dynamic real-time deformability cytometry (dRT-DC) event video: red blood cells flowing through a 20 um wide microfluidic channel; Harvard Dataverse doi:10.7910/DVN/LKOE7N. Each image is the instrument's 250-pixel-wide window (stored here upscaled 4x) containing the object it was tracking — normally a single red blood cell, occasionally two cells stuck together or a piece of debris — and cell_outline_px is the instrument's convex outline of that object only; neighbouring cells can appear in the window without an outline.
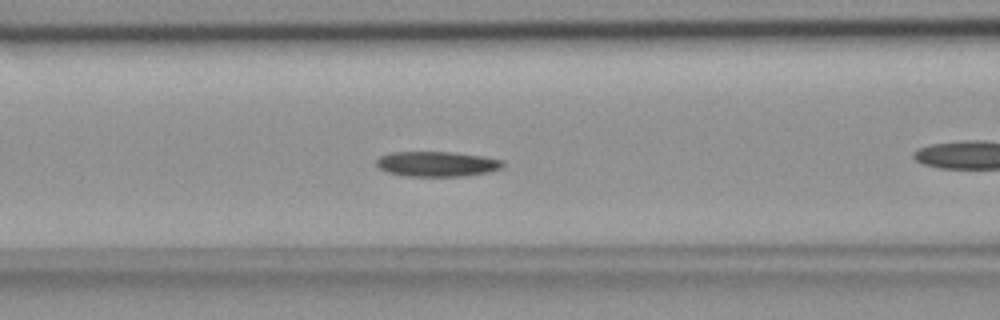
{"species": "common noctule bat (a hibernating species)", "species_latin": "Nyctalus noctula", "temperature_condition": "room temperature", "stored_images_in_passage": 42, "camera_frame_rate_fps": 3000, "um_per_image_px": 0.085, "animal": {"sex": "female", "body_mass_g": 18.4}, "frame": {"image": 1, "passage_image": 10, "time_ms": 3.0, "image_size_px": [1000, 320], "cell_outline_px": [[504, 164], [500, 168], [488, 172], [468, 176], [404, 176], [388, 172], [380, 168], [376, 164], [376, 160], [380, 156], [388, 152], [452, 152], [484, 156], [504, 160]], "centroid_in_image_um": [37.15, 13.93], "position_along_channel_um": 129.5, "area_um2": 18.61}}
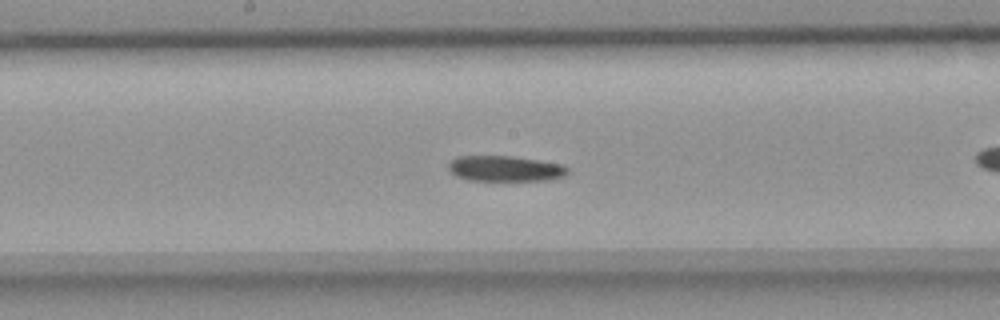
{"frame": {"image": 2, "passage_image": 16, "time_ms": 5.0, "image_size_px": [1000, 320], "cell_outline_px": [[568, 172], [564, 176], [548, 180], [468, 180], [456, 176], [448, 168], [448, 164], [456, 156], [512, 156], [564, 164], [568, 168]], "centroid_in_image_um": [42.95, 14.32], "position_along_channel_um": 205.3, "area_um2": 17.74}}
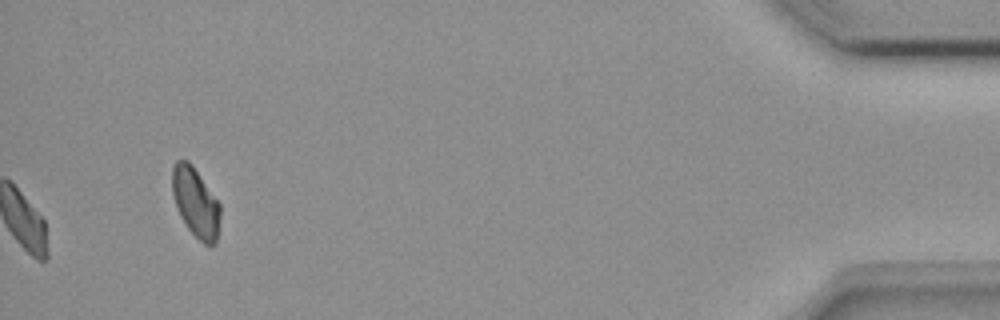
{"frame": {"image": 3, "passage_image": 42, "time_ms": 13.667, "image_size_px": [1000, 320], "cell_outline_px": [[220, 216], [216, 244], [204, 244], [188, 228], [180, 216], [176, 208], [172, 192], [172, 168], [176, 160], [188, 160], [192, 164], [220, 204]], "centroid_in_image_um": [16.61, 17.19], "position_along_channel_um": 418.6, "area_um2": 19.31}, "authors_computed_cell_mechanics": {"area_um2": 18.3804, "velocity_mm_per_s": 3.805, "shape_relaxation_time_tau1_ms": 9.1792, "shape_relaxation_time_tau2_ms": null, "deformation_change_tau1": 0.1433, "deformation_change_tau2": null}}